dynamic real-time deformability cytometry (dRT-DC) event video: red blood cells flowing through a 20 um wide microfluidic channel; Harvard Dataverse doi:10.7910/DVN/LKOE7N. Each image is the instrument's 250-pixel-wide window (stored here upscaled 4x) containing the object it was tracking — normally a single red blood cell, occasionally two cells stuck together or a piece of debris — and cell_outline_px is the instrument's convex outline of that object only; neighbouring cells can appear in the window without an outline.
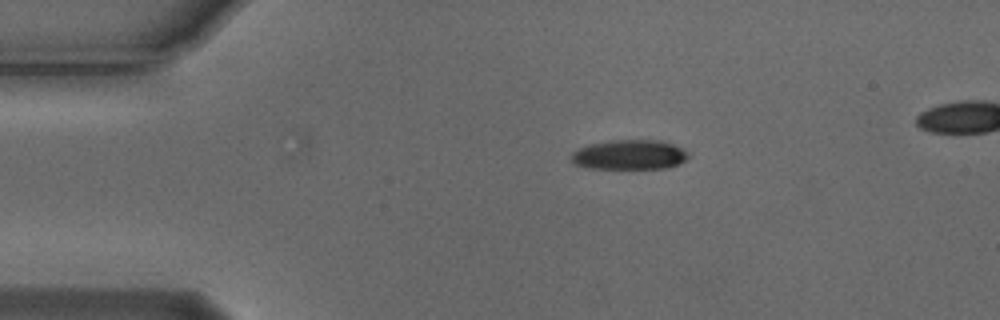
{"species": "Egyptian fruit bat (a non-hibernating species)", "species_latin": "Rousettus aegyptiacus", "temperature_condition": "cold", "stored_images_in_passage": 3, "camera_frame_rate_fps": 3000, "um_per_image_px": 0.085, "animal": {"sex": "male"}, "frame": {"image": 1, "passage_image": 1, "time_ms": 0.0, "image_size_px": [1000, 320], "cell_outline_px": [[688, 156], [680, 164], [668, 168], [588, 168], [572, 164], [572, 152], [580, 148], [592, 144], [612, 140], [660, 140], [684, 148], [688, 152]], "centroid_in_image_um": [53.53, 13.15], "position_along_channel_um": 31.5, "area_um2": 20.23}}